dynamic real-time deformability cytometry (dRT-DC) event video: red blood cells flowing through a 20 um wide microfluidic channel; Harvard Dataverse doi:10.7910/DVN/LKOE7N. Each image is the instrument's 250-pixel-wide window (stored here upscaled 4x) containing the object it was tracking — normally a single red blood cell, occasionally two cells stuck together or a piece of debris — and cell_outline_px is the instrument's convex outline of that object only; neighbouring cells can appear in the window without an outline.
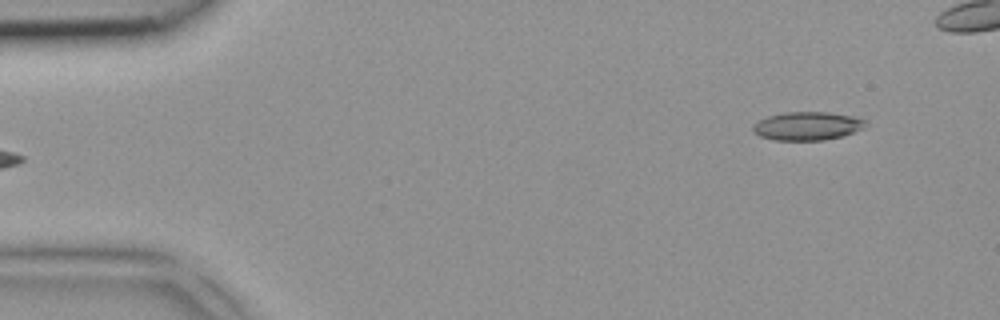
{"species": "common noctule bat (a hibernating species)", "species_latin": "Nyctalus noctula", "temperature_condition": "room temperature", "stored_images_in_passage": 5, "segment_of_instrument_passage": [2, 2], "camera_frame_rate_fps": 3000, "um_per_image_px": 0.085, "animal": {"sex": "female", "body_mass_g": 18.4}, "frame": {"image": 1, "passage_image": 5, "time_ms": 1.333, "image_size_px": [1000, 320], "cell_outline_px": [[864, 128], [844, 136], [824, 140], [772, 140], [760, 136], [752, 132], [752, 124], [768, 116], [784, 112], [828, 112], [852, 116], [864, 120]], "centroid_in_image_um": [68.58, 10.72], "position_along_channel_um": 16.4, "area_um2": 18.67}}